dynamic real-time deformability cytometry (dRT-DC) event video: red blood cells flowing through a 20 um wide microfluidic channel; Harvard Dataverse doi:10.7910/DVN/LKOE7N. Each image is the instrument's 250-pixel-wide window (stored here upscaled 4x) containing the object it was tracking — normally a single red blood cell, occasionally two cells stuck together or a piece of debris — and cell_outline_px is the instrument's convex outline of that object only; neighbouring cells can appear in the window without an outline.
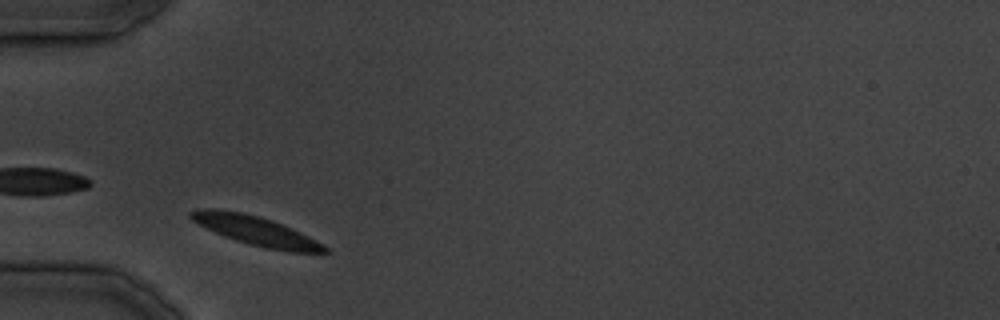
{"species": "common noctule bat (a hibernating species)", "species_latin": "Nyctalus noctula", "temperature_condition": "cold", "stored_images_in_passage": 24, "camera_frame_rate_fps": 3000, "um_per_image_px": 0.085, "animal": {"sex": "male", "body_mass_g": 19.5, "forearm_length_mm": 54.6}, "frame": {"image": 1, "passage_image": 1, "time_ms": 0.0, "image_size_px": [1000, 320], "cell_outline_px": [[328, 252], [288, 252], [268, 248], [236, 240], [224, 236], [192, 220], [188, 216], [188, 212], [204, 208], [216, 208], [244, 212], [260, 216], [272, 220], [292, 228], [324, 244], [328, 248]], "centroid_in_image_um": [21.76, 19.59], "position_along_channel_um": 63.2, "area_um2": 22.54}}
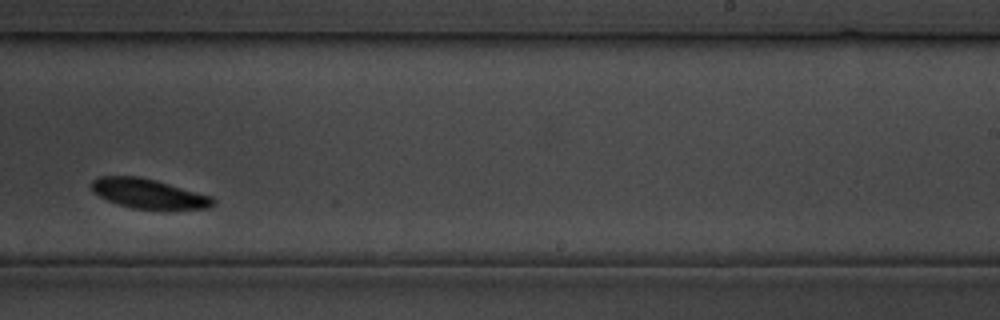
{"frame": {"image": 2, "passage_image": 14, "time_ms": 15.667, "image_size_px": [1000, 320], "cell_outline_px": [[216, 204], [208, 208], [132, 208], [116, 204], [92, 192], [88, 184], [92, 180], [100, 176], [140, 176], [156, 180], [212, 196], [216, 200]], "centroid_in_image_um": [12.58, 16.43], "position_along_channel_um": 276.4, "area_um2": 20.92}}